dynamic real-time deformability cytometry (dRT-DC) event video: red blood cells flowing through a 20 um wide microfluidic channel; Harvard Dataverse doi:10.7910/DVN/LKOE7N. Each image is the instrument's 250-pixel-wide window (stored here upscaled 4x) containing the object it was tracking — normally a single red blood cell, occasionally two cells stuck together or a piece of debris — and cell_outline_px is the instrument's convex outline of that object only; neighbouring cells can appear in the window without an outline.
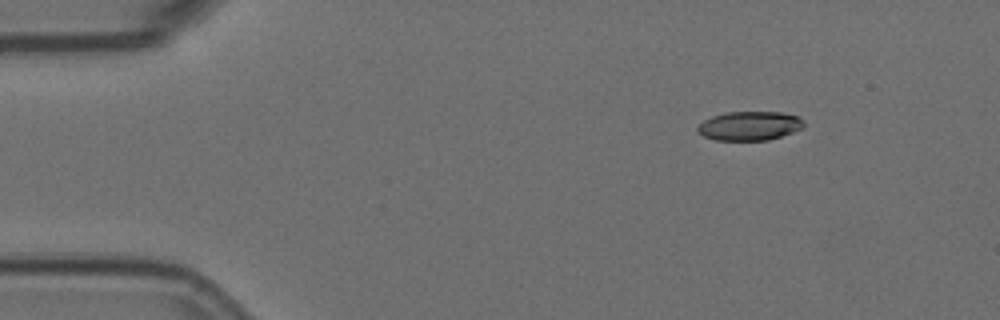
{"species": "Egyptian fruit bat (a non-hibernating species)", "species_latin": "Rousettus aegyptiacus", "temperature_condition": "room temperature", "stored_images_in_passage": 4, "camera_frame_rate_fps": 3000, "um_per_image_px": 0.085, "animal": {"sex": "female"}, "frame": {"image": 1, "passage_image": 1, "time_ms": 0.0, "image_size_px": [1000, 320], "cell_outline_px": [[804, 128], [768, 140], [716, 140], [704, 136], [696, 132], [696, 128], [704, 120], [712, 116], [728, 112], [780, 112], [796, 116], [804, 120]], "centroid_in_image_um": [63.7, 10.7], "position_along_channel_um": 21.3, "area_um2": 17.92}}